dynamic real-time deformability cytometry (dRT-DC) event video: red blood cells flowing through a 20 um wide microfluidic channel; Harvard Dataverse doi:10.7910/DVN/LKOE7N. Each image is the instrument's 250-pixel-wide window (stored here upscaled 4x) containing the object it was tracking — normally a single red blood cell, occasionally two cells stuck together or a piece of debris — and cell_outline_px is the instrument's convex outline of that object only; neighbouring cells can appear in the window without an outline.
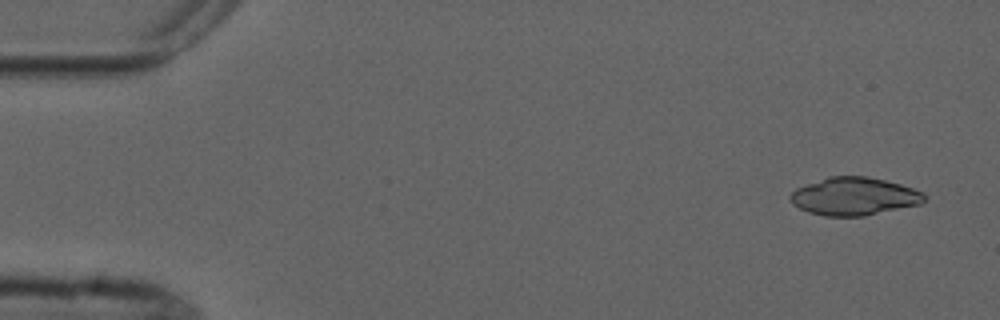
{"species": "common noctule bat (a hibernating species)", "species_latin": "Nyctalus noctula", "temperature_condition": "cold", "stored_images_in_passage": 6, "camera_frame_rate_fps": 3000, "um_per_image_px": 0.085, "animal": {"sex": "male", "forearm_length_mm": 52.5}, "frame": {"image": 1, "passage_image": 1, "time_ms": 0.0, "image_size_px": [1000, 320], "cell_outline_px": [[928, 196], [920, 204], [864, 216], [824, 216], [808, 212], [792, 204], [788, 196], [796, 188], [828, 176], [868, 176], [900, 184], [924, 192]], "centroid_in_image_um": [72.6, 16.69], "position_along_channel_um": 12.4, "area_um2": 29.65}}